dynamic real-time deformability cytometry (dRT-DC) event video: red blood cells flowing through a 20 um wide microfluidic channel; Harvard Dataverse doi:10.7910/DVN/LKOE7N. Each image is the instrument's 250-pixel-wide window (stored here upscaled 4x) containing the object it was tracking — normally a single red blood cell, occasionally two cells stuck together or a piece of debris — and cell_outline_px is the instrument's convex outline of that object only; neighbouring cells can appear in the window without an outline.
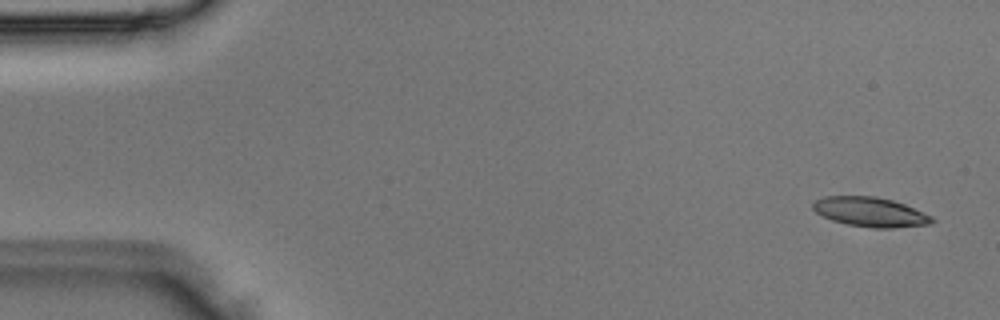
{"species": "Egyptian fruit bat (a non-hibernating species)", "species_latin": "Rousettus aegyptiacus", "temperature_condition": "room temperature", "stored_images_in_passage": 4, "camera_frame_rate_fps": 3000, "um_per_image_px": 0.085, "animal": {"sex": "male"}, "frame": {"image": 1, "passage_image": 1, "time_ms": 0.0, "image_size_px": [1000, 320], "cell_outline_px": [[936, 220], [932, 224], [888, 228], [872, 228], [848, 224], [832, 220], [816, 212], [812, 208], [812, 204], [816, 200], [824, 196], [876, 196], [892, 200], [904, 204], [932, 216]], "centroid_in_image_um": [73.99, 18.01], "position_along_channel_um": 11.0, "area_um2": 20.4}}